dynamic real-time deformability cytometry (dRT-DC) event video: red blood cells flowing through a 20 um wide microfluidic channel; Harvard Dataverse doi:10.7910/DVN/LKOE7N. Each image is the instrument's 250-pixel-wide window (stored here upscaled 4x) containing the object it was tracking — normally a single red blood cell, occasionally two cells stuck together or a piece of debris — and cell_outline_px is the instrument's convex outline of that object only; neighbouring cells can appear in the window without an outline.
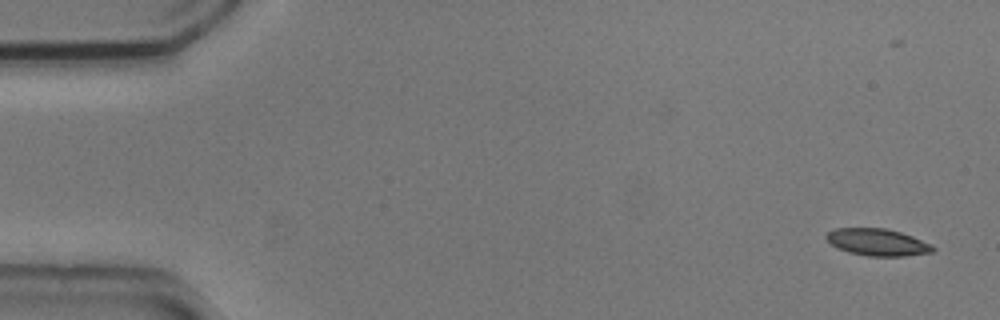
{"species": "common noctule bat (a hibernating species)", "species_latin": "Nyctalus noctula", "temperature_condition": "cold", "stored_images_in_passage": 5, "camera_frame_rate_fps": 3000, "um_per_image_px": 0.085, "animal": {"sex": "male", "body_mass_g": 20.5, "forearm_length_mm": 52.5}, "frame": {"image": 1, "passage_image": 1, "time_ms": 0.0, "image_size_px": [1000, 320], "cell_outline_px": [[936, 248], [932, 252], [904, 256], [868, 256], [848, 252], [832, 244], [824, 236], [828, 232], [836, 228], [884, 228], [900, 232], [912, 236], [932, 244]], "centroid_in_image_um": [74.61, 20.59], "position_along_channel_um": 10.4, "area_um2": 16.65}}
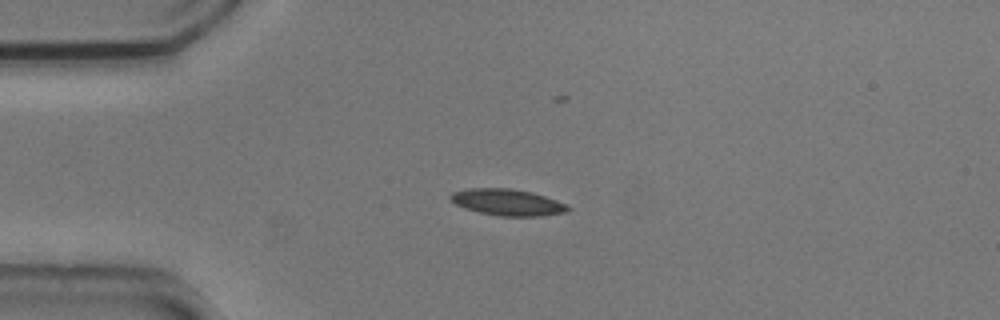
{"frame": {"image": 2, "passage_image": 4, "time_ms": 1.0, "image_size_px": [1000, 320], "cell_outline_px": [[572, 208], [568, 212], [540, 216], [500, 216], [480, 212], [464, 208], [456, 204], [448, 196], [452, 192], [468, 188], [508, 188], [532, 192], [568, 204]], "centroid_in_image_um": [43.16, 17.19], "position_along_channel_um": 41.8, "area_um2": 18.15}}